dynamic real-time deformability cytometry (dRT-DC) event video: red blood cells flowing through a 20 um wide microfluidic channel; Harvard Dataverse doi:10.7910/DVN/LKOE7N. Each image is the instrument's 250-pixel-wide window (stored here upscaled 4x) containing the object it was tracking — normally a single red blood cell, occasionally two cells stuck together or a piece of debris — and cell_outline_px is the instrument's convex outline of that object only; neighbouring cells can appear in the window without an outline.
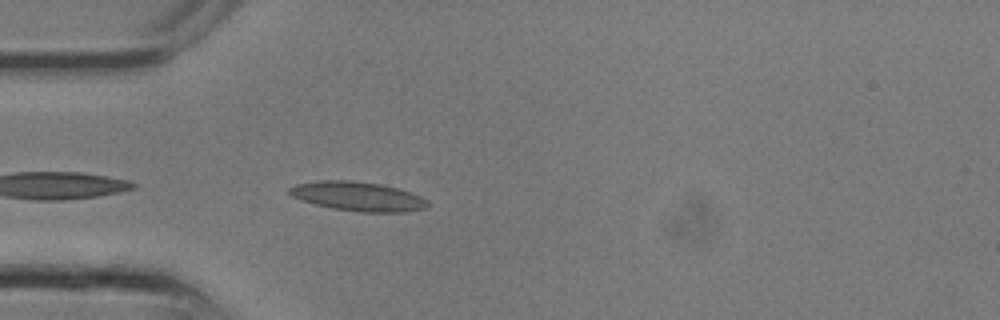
{"species": "common noctule bat (a hibernating species)", "species_latin": "Nyctalus noctula", "temperature_condition": "room temperature", "stored_images_in_passage": 9, "camera_frame_rate_fps": 3000, "um_per_image_px": 0.085, "animal": {"sex": "male", "body_mass_g": 13.3}, "frame": {"image": 1, "passage_image": 7, "time_ms": 2.0, "image_size_px": [1000, 320], "cell_outline_px": [[428, 204], [424, 208], [404, 212], [360, 212], [332, 208], [316, 204], [292, 196], [288, 192], [288, 188], [296, 184], [320, 180], [352, 180], [380, 184], [396, 188], [420, 196], [428, 200]], "centroid_in_image_um": [30.4, 16.68], "position_along_channel_um": 54.6, "area_um2": 23.29}}
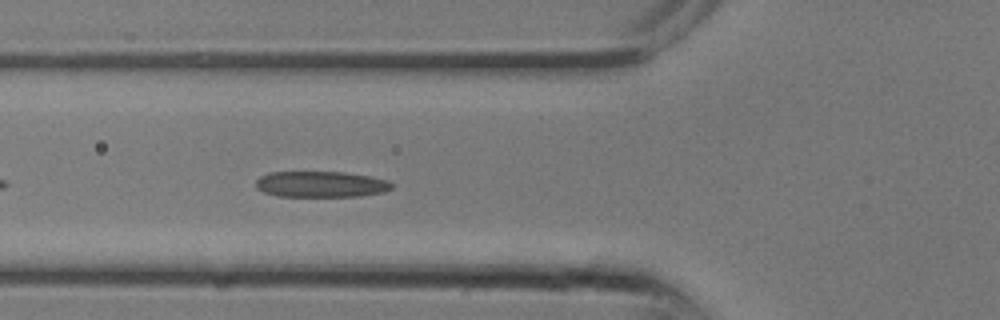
{"frame": {"image": 2, "passage_image": 9, "time_ms": 2.667, "image_size_px": [1000, 320], "cell_outline_px": [[392, 188], [384, 192], [360, 196], [276, 196], [264, 192], [256, 188], [256, 180], [260, 176], [268, 172], [344, 172], [368, 176], [388, 180], [392, 184]], "centroid_in_image_um": [27.25, 15.66], "position_along_channel_um": 98.5, "area_um2": 20.58}}